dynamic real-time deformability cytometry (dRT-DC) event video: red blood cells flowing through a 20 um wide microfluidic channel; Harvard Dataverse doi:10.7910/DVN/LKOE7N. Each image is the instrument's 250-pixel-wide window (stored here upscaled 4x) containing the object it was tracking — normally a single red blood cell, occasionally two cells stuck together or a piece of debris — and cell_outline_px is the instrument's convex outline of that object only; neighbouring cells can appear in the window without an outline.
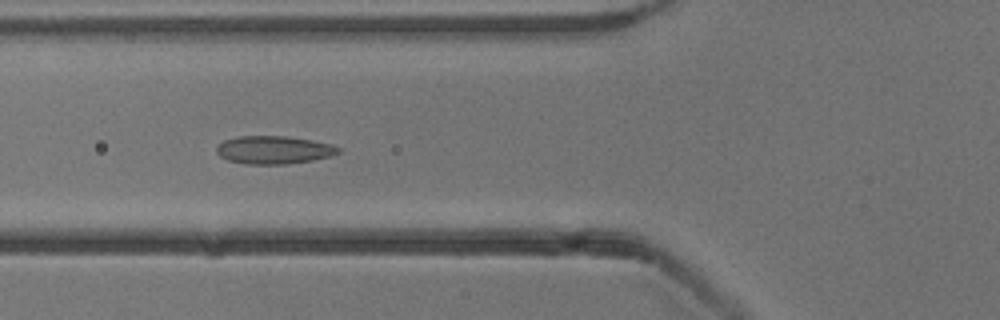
{"species": "common noctule bat (a hibernating species)", "species_latin": "Nyctalus noctula", "temperature_condition": "cold", "stored_images_in_passage": 8, "camera_frame_rate_fps": 3000, "um_per_image_px": 0.085, "animal": {"sex": "male", "body_mass_g": 13.3}, "frame": {"image": 1, "passage_image": 3, "time_ms": 2.333, "image_size_px": [1000, 320], "cell_outline_px": [[340, 152], [328, 156], [312, 160], [288, 164], [244, 164], [228, 160], [220, 156], [216, 152], [216, 148], [224, 140], [240, 136], [284, 136], [312, 140], [332, 144], [340, 148]], "centroid_in_image_um": [23.26, 12.74], "position_along_channel_um": 102.5, "area_um2": 19.77}}
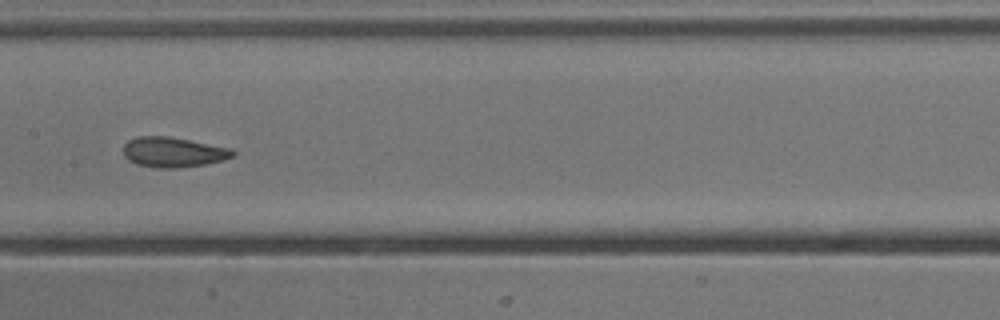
{"frame": {"image": 2, "passage_image": 5, "time_ms": 4.667, "image_size_px": [1000, 320], "cell_outline_px": [[236, 156], [224, 160], [204, 164], [172, 168], [156, 168], [136, 164], [128, 160], [124, 156], [124, 144], [128, 140], [140, 136], [168, 136], [232, 148], [236, 152]], "centroid_in_image_um": [14.74, 12.93], "position_along_channel_um": 192.7, "area_um2": 19.25}}
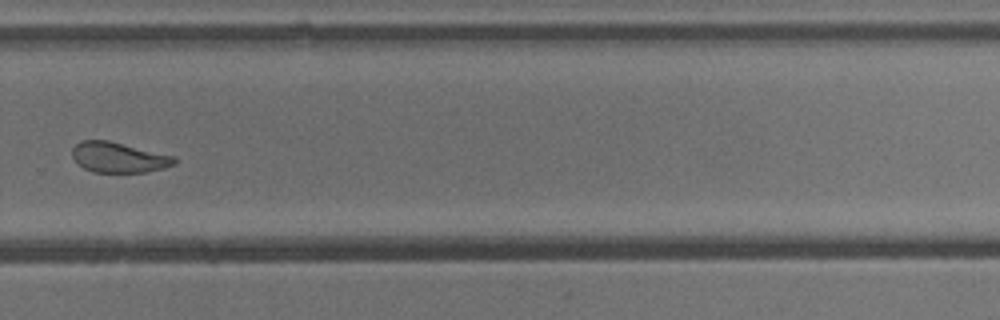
{"frame": {"image": 3, "passage_image": 8, "time_ms": 8.0, "image_size_px": [1000, 320], "cell_outline_px": [[176, 164], [164, 168], [144, 172], [92, 172], [76, 164], [72, 156], [72, 148], [80, 140], [108, 140], [176, 156]], "centroid_in_image_um": [10.07, 13.37], "position_along_channel_um": 319.7, "area_um2": 18.26}}